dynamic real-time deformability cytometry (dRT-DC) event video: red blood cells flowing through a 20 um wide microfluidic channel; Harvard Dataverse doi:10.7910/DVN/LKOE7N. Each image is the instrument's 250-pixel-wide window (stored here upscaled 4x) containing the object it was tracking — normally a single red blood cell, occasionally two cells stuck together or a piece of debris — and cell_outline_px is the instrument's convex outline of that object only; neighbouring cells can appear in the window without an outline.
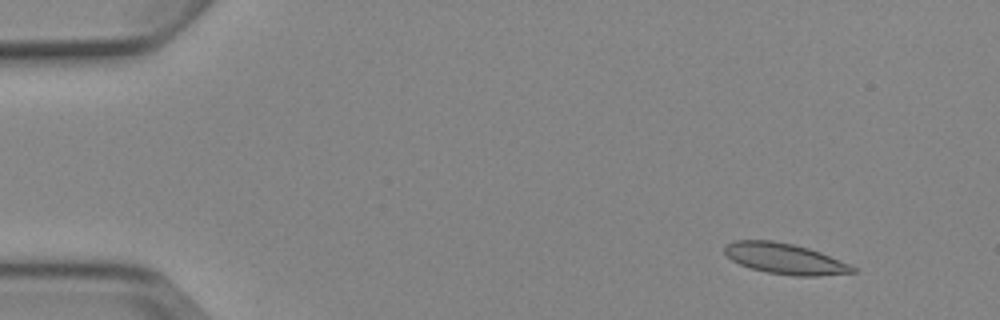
{"species": "Egyptian fruit bat (a non-hibernating species)", "species_latin": "Rousettus aegyptiacus", "temperature_condition": "cold", "stored_images_in_passage": 5, "camera_frame_rate_fps": 3000, "um_per_image_px": 0.085, "animal": {"sex": "female"}, "frame": {"image": 1, "passage_image": 2, "time_ms": 1.0, "image_size_px": [1000, 320], "cell_outline_px": [[856, 272], [816, 276], [796, 276], [768, 272], [752, 268], [740, 264], [732, 260], [724, 252], [724, 244], [732, 240], [772, 240], [792, 244], [808, 248], [820, 252], [848, 264], [856, 268]], "centroid_in_image_um": [66.67, 21.97], "position_along_channel_um": 18.3, "area_um2": 22.72}}
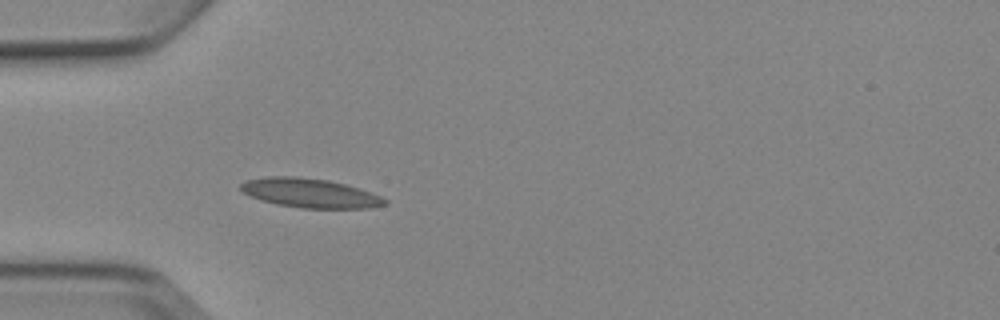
{"frame": {"image": 2, "passage_image": 5, "time_ms": 4.667, "image_size_px": [1000, 320], "cell_outline_px": [[388, 204], [368, 208], [304, 208], [276, 204], [260, 200], [244, 192], [240, 188], [240, 184], [248, 180], [264, 176], [296, 176], [328, 180], [360, 188], [380, 196], [388, 200]], "centroid_in_image_um": [26.36, 16.4], "position_along_channel_um": 58.6, "area_um2": 24.45}}